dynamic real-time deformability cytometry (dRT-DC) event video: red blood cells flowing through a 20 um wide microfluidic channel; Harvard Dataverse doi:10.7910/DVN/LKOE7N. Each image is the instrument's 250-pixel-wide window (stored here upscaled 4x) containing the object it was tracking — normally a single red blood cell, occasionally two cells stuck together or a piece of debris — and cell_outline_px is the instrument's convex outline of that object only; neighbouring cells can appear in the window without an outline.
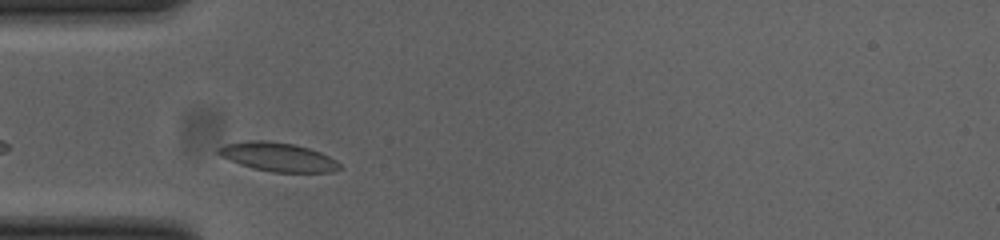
{"species": "common noctule bat (a hibernating species)", "species_latin": "Nyctalus noctula", "temperature_condition": "cold", "stored_images_in_passage": 29, "camera_frame_rate_fps": 3000, "um_per_image_px": 0.085, "animal": {"sex": "female", "body_mass_g": 23.0, "forearm_length_mm": 53.4}, "frame": {"image": 1, "passage_image": 3, "time_ms": 0.667, "image_size_px": [1000, 240], "cell_outline_px": [[344, 168], [332, 172], [272, 172], [252, 168], [240, 164], [220, 156], [216, 152], [216, 148], [224, 144], [248, 140], [264, 140], [292, 144], [308, 148], [320, 152], [336, 160]], "centroid_in_image_um": [23.61, 13.34], "position_along_channel_um": 61.4, "area_um2": 20.46}}
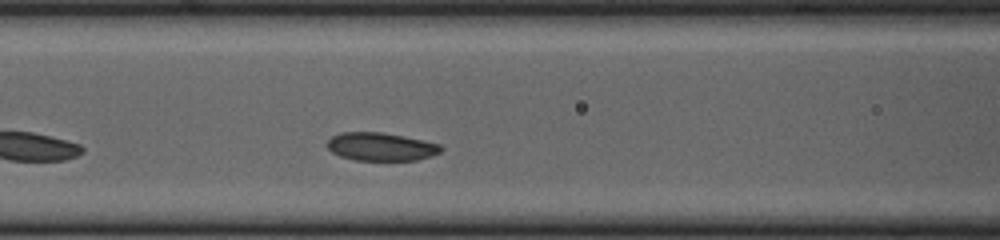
{"frame": {"image": 2, "passage_image": 9, "time_ms": 2.667, "image_size_px": [1000, 240], "cell_outline_px": [[444, 148], [440, 152], [432, 156], [416, 160], [356, 160], [340, 156], [332, 152], [328, 148], [328, 140], [332, 136], [340, 132], [380, 132], [404, 136], [440, 144]], "centroid_in_image_um": [32.39, 12.47], "position_along_channel_um": 134.2, "area_um2": 18.61}}
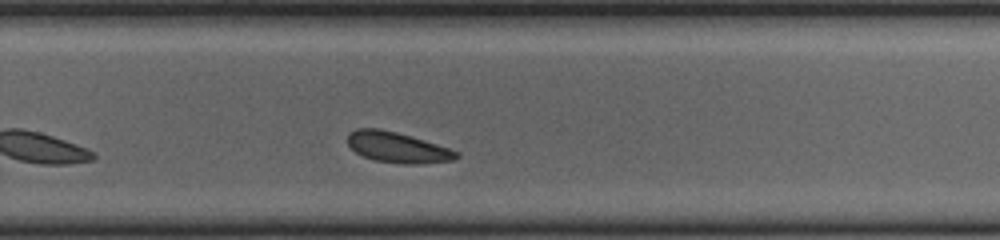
{"frame": {"image": 3, "passage_image": 22, "time_ms": 7.0, "image_size_px": [1000, 240], "cell_outline_px": [[460, 156], [452, 160], [416, 164], [404, 164], [376, 160], [364, 156], [356, 152], [348, 144], [348, 132], [356, 128], [376, 128], [396, 132], [424, 140], [460, 152]], "centroid_in_image_um": [33.77, 12.52], "position_along_channel_um": 296.0, "area_um2": 19.13}}